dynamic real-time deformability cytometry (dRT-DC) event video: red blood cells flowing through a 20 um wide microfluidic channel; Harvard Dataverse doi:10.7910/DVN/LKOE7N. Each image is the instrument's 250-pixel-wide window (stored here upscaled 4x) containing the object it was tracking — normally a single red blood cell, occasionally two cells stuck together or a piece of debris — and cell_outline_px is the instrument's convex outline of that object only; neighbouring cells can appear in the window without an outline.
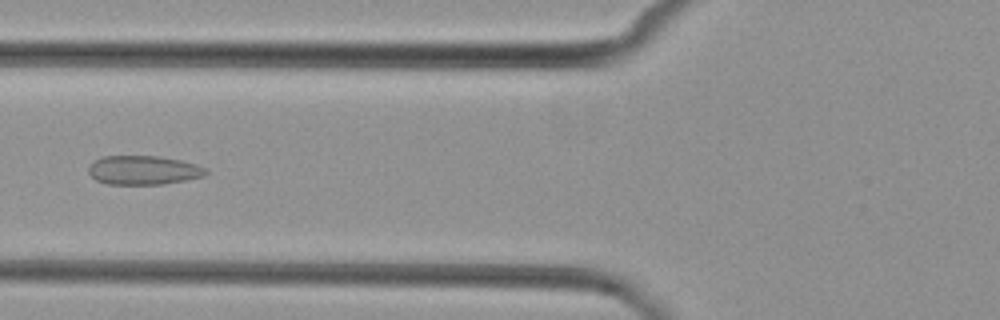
{"species": "common noctule bat (a hibernating species)", "species_latin": "Nyctalus noctula", "temperature_condition": "cold", "stored_images_in_passage": 5, "camera_frame_rate_fps": 3000, "um_per_image_px": 0.085, "animal": {"sex": "female", "body_mass_g": 29.2, "forearm_length_mm": 56.3}, "frame": {"image": 1, "passage_image": 5, "time_ms": 4.667, "image_size_px": [1000, 320], "cell_outline_px": [[208, 172], [204, 176], [164, 184], [108, 184], [96, 180], [88, 172], [88, 168], [92, 160], [104, 156], [160, 156], [180, 160], [196, 164], [204, 168]], "centroid_in_image_um": [12.16, 14.46], "position_along_channel_um": 113.6, "area_um2": 19.83}}